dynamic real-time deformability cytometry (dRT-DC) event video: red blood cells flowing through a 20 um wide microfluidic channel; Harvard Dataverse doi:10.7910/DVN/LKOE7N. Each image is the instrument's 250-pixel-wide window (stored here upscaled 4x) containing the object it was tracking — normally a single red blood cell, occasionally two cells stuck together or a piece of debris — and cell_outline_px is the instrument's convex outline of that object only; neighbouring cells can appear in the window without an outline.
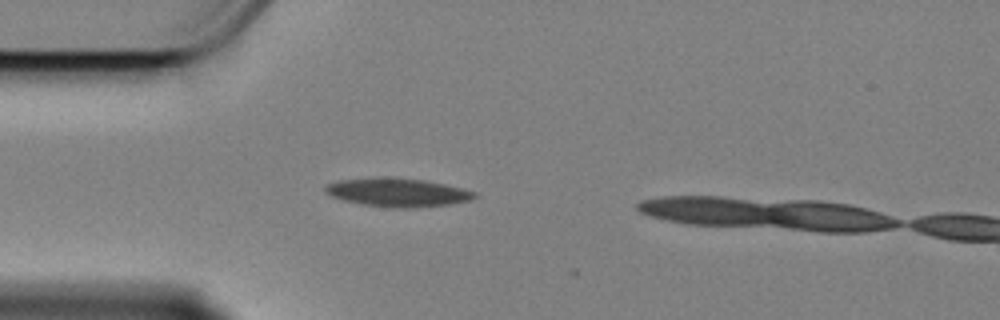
{"species": "Egyptian fruit bat (a non-hibernating species)", "species_latin": "Rousettus aegyptiacus", "temperature_condition": "cold", "stored_images_in_passage": 5, "camera_frame_rate_fps": 3000, "um_per_image_px": 0.085, "animal": {"sex": "female"}, "frame": {"image": 1, "passage_image": 3, "time_ms": 0.667, "image_size_px": [1000, 320], "cell_outline_px": [[476, 196], [468, 200], [448, 204], [416, 208], [392, 208], [364, 204], [344, 200], [332, 196], [324, 192], [324, 188], [328, 184], [336, 180], [376, 176], [392, 176], [424, 180], [444, 184], [476, 192]], "centroid_in_image_um": [33.73, 16.33], "position_along_channel_um": 51.3, "area_um2": 24.97}}